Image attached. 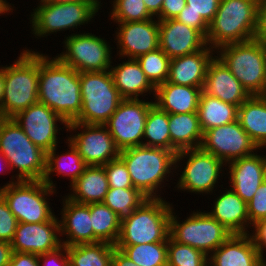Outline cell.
I'll use <instances>...</instances> for the list:
<instances>
[{"label": "cell", "instance_id": "1", "mask_svg": "<svg viewBox=\"0 0 266 266\" xmlns=\"http://www.w3.org/2000/svg\"><path fill=\"white\" fill-rule=\"evenodd\" d=\"M38 102L56 112L67 124L74 122L82 108L79 72L39 54Z\"/></svg>", "mask_w": 266, "mask_h": 266}, {"label": "cell", "instance_id": "2", "mask_svg": "<svg viewBox=\"0 0 266 266\" xmlns=\"http://www.w3.org/2000/svg\"><path fill=\"white\" fill-rule=\"evenodd\" d=\"M259 0H221L209 23L207 45L219 48L226 44L254 39Z\"/></svg>", "mask_w": 266, "mask_h": 266}, {"label": "cell", "instance_id": "3", "mask_svg": "<svg viewBox=\"0 0 266 266\" xmlns=\"http://www.w3.org/2000/svg\"><path fill=\"white\" fill-rule=\"evenodd\" d=\"M3 90L2 118H13L38 102L39 53L23 51L12 66L4 67Z\"/></svg>", "mask_w": 266, "mask_h": 266}, {"label": "cell", "instance_id": "4", "mask_svg": "<svg viewBox=\"0 0 266 266\" xmlns=\"http://www.w3.org/2000/svg\"><path fill=\"white\" fill-rule=\"evenodd\" d=\"M0 158L20 172L18 180H43L46 152L35 145L13 118L0 117Z\"/></svg>", "mask_w": 266, "mask_h": 266}, {"label": "cell", "instance_id": "5", "mask_svg": "<svg viewBox=\"0 0 266 266\" xmlns=\"http://www.w3.org/2000/svg\"><path fill=\"white\" fill-rule=\"evenodd\" d=\"M171 211L170 204L161 197L147 198L129 218L121 222L115 245L168 242Z\"/></svg>", "mask_w": 266, "mask_h": 266}, {"label": "cell", "instance_id": "6", "mask_svg": "<svg viewBox=\"0 0 266 266\" xmlns=\"http://www.w3.org/2000/svg\"><path fill=\"white\" fill-rule=\"evenodd\" d=\"M119 157L128 169L134 188L147 198H158L153 194L154 190H157L166 173H170V167L176 165L175 154L158 147L142 145L127 148L120 151Z\"/></svg>", "mask_w": 266, "mask_h": 266}, {"label": "cell", "instance_id": "7", "mask_svg": "<svg viewBox=\"0 0 266 266\" xmlns=\"http://www.w3.org/2000/svg\"><path fill=\"white\" fill-rule=\"evenodd\" d=\"M219 58L252 95H266V50L256 39L226 44Z\"/></svg>", "mask_w": 266, "mask_h": 266}, {"label": "cell", "instance_id": "8", "mask_svg": "<svg viewBox=\"0 0 266 266\" xmlns=\"http://www.w3.org/2000/svg\"><path fill=\"white\" fill-rule=\"evenodd\" d=\"M82 108L74 122L104 125L123 100L110 70L79 72Z\"/></svg>", "mask_w": 266, "mask_h": 266}, {"label": "cell", "instance_id": "9", "mask_svg": "<svg viewBox=\"0 0 266 266\" xmlns=\"http://www.w3.org/2000/svg\"><path fill=\"white\" fill-rule=\"evenodd\" d=\"M42 180L10 182L0 188V195L7 202L18 223H42L54 215L44 198L54 192Z\"/></svg>", "mask_w": 266, "mask_h": 266}, {"label": "cell", "instance_id": "10", "mask_svg": "<svg viewBox=\"0 0 266 266\" xmlns=\"http://www.w3.org/2000/svg\"><path fill=\"white\" fill-rule=\"evenodd\" d=\"M232 234L208 213H193L183 223H179L172 211L169 221V237L180 244L189 245L208 256Z\"/></svg>", "mask_w": 266, "mask_h": 266}, {"label": "cell", "instance_id": "11", "mask_svg": "<svg viewBox=\"0 0 266 266\" xmlns=\"http://www.w3.org/2000/svg\"><path fill=\"white\" fill-rule=\"evenodd\" d=\"M32 14L33 33L43 36L47 33L74 28L91 18L98 12L99 1H82L67 3L41 2Z\"/></svg>", "mask_w": 266, "mask_h": 266}, {"label": "cell", "instance_id": "12", "mask_svg": "<svg viewBox=\"0 0 266 266\" xmlns=\"http://www.w3.org/2000/svg\"><path fill=\"white\" fill-rule=\"evenodd\" d=\"M154 102L139 99H123L117 110L104 124L121 151L127 148L142 146L145 122L149 108Z\"/></svg>", "mask_w": 266, "mask_h": 266}, {"label": "cell", "instance_id": "13", "mask_svg": "<svg viewBox=\"0 0 266 266\" xmlns=\"http://www.w3.org/2000/svg\"><path fill=\"white\" fill-rule=\"evenodd\" d=\"M65 53L57 58L78 72L107 71L110 68V50L104 39L86 34L66 38Z\"/></svg>", "mask_w": 266, "mask_h": 266}, {"label": "cell", "instance_id": "14", "mask_svg": "<svg viewBox=\"0 0 266 266\" xmlns=\"http://www.w3.org/2000/svg\"><path fill=\"white\" fill-rule=\"evenodd\" d=\"M200 148L223 162L249 156L259 149L241 127L238 119L203 132Z\"/></svg>", "mask_w": 266, "mask_h": 266}, {"label": "cell", "instance_id": "15", "mask_svg": "<svg viewBox=\"0 0 266 266\" xmlns=\"http://www.w3.org/2000/svg\"><path fill=\"white\" fill-rule=\"evenodd\" d=\"M79 127L85 128L84 131L68 141L77 148L87 166H103L120 156V150L105 125L71 122L66 126L69 130Z\"/></svg>", "mask_w": 266, "mask_h": 266}, {"label": "cell", "instance_id": "16", "mask_svg": "<svg viewBox=\"0 0 266 266\" xmlns=\"http://www.w3.org/2000/svg\"><path fill=\"white\" fill-rule=\"evenodd\" d=\"M188 154L189 159L180 176L178 188L198 193L212 191L220 174L223 161L201 148H196L178 152L175 155V163Z\"/></svg>", "mask_w": 266, "mask_h": 266}, {"label": "cell", "instance_id": "17", "mask_svg": "<svg viewBox=\"0 0 266 266\" xmlns=\"http://www.w3.org/2000/svg\"><path fill=\"white\" fill-rule=\"evenodd\" d=\"M13 119L23 129L26 136L46 153L57 145V121L67 123L45 104L37 102ZM23 120V121H22Z\"/></svg>", "mask_w": 266, "mask_h": 266}, {"label": "cell", "instance_id": "18", "mask_svg": "<svg viewBox=\"0 0 266 266\" xmlns=\"http://www.w3.org/2000/svg\"><path fill=\"white\" fill-rule=\"evenodd\" d=\"M56 231L60 232V222L55 216L42 223H18L11 241L12 250L36 255L55 250L62 245Z\"/></svg>", "mask_w": 266, "mask_h": 266}, {"label": "cell", "instance_id": "19", "mask_svg": "<svg viewBox=\"0 0 266 266\" xmlns=\"http://www.w3.org/2000/svg\"><path fill=\"white\" fill-rule=\"evenodd\" d=\"M196 29L176 19L159 20V48L170 58L193 54L206 46Z\"/></svg>", "mask_w": 266, "mask_h": 266}, {"label": "cell", "instance_id": "20", "mask_svg": "<svg viewBox=\"0 0 266 266\" xmlns=\"http://www.w3.org/2000/svg\"><path fill=\"white\" fill-rule=\"evenodd\" d=\"M117 34L120 55L137 59L139 56L159 48V20L153 19L134 22H118Z\"/></svg>", "mask_w": 266, "mask_h": 266}, {"label": "cell", "instance_id": "21", "mask_svg": "<svg viewBox=\"0 0 266 266\" xmlns=\"http://www.w3.org/2000/svg\"><path fill=\"white\" fill-rule=\"evenodd\" d=\"M202 91L237 107L251 96L217 56L209 62Z\"/></svg>", "mask_w": 266, "mask_h": 266}, {"label": "cell", "instance_id": "22", "mask_svg": "<svg viewBox=\"0 0 266 266\" xmlns=\"http://www.w3.org/2000/svg\"><path fill=\"white\" fill-rule=\"evenodd\" d=\"M229 163L232 190L248 204L266 180V158L254 153Z\"/></svg>", "mask_w": 266, "mask_h": 266}, {"label": "cell", "instance_id": "23", "mask_svg": "<svg viewBox=\"0 0 266 266\" xmlns=\"http://www.w3.org/2000/svg\"><path fill=\"white\" fill-rule=\"evenodd\" d=\"M213 266H265L266 262L258 253L249 234H232L214 252Z\"/></svg>", "mask_w": 266, "mask_h": 266}, {"label": "cell", "instance_id": "24", "mask_svg": "<svg viewBox=\"0 0 266 266\" xmlns=\"http://www.w3.org/2000/svg\"><path fill=\"white\" fill-rule=\"evenodd\" d=\"M205 47L193 54L172 58L167 82L203 89L207 68L213 59L210 46Z\"/></svg>", "mask_w": 266, "mask_h": 266}, {"label": "cell", "instance_id": "25", "mask_svg": "<svg viewBox=\"0 0 266 266\" xmlns=\"http://www.w3.org/2000/svg\"><path fill=\"white\" fill-rule=\"evenodd\" d=\"M63 206V221H60L59 233H66L69 239L63 241L62 244L68 247L76 244L93 243L90 204L74 202L66 197Z\"/></svg>", "mask_w": 266, "mask_h": 266}, {"label": "cell", "instance_id": "26", "mask_svg": "<svg viewBox=\"0 0 266 266\" xmlns=\"http://www.w3.org/2000/svg\"><path fill=\"white\" fill-rule=\"evenodd\" d=\"M202 88L165 82L156 87V104L168 114L197 112Z\"/></svg>", "mask_w": 266, "mask_h": 266}, {"label": "cell", "instance_id": "27", "mask_svg": "<svg viewBox=\"0 0 266 266\" xmlns=\"http://www.w3.org/2000/svg\"><path fill=\"white\" fill-rule=\"evenodd\" d=\"M208 214L231 234H247L244 225L249 221L248 206L232 189L217 198L213 211Z\"/></svg>", "mask_w": 266, "mask_h": 266}, {"label": "cell", "instance_id": "28", "mask_svg": "<svg viewBox=\"0 0 266 266\" xmlns=\"http://www.w3.org/2000/svg\"><path fill=\"white\" fill-rule=\"evenodd\" d=\"M114 85L123 99H138L148 90L154 93L156 87L149 81L137 59H130L110 69Z\"/></svg>", "mask_w": 266, "mask_h": 266}, {"label": "cell", "instance_id": "29", "mask_svg": "<svg viewBox=\"0 0 266 266\" xmlns=\"http://www.w3.org/2000/svg\"><path fill=\"white\" fill-rule=\"evenodd\" d=\"M171 151L176 155L187 149L200 148L203 138L197 112L169 114Z\"/></svg>", "mask_w": 266, "mask_h": 266}, {"label": "cell", "instance_id": "30", "mask_svg": "<svg viewBox=\"0 0 266 266\" xmlns=\"http://www.w3.org/2000/svg\"><path fill=\"white\" fill-rule=\"evenodd\" d=\"M71 186L74 194L67 198L81 204L103 202L109 190L107 175L103 166H87Z\"/></svg>", "mask_w": 266, "mask_h": 266}, {"label": "cell", "instance_id": "31", "mask_svg": "<svg viewBox=\"0 0 266 266\" xmlns=\"http://www.w3.org/2000/svg\"><path fill=\"white\" fill-rule=\"evenodd\" d=\"M237 119L258 148L266 145V95H252L238 107Z\"/></svg>", "mask_w": 266, "mask_h": 266}, {"label": "cell", "instance_id": "32", "mask_svg": "<svg viewBox=\"0 0 266 266\" xmlns=\"http://www.w3.org/2000/svg\"><path fill=\"white\" fill-rule=\"evenodd\" d=\"M202 132L237 120L238 107L202 91L197 109Z\"/></svg>", "mask_w": 266, "mask_h": 266}, {"label": "cell", "instance_id": "33", "mask_svg": "<svg viewBox=\"0 0 266 266\" xmlns=\"http://www.w3.org/2000/svg\"><path fill=\"white\" fill-rule=\"evenodd\" d=\"M93 243L106 242L115 246L121 229L118 215L103 202L90 203Z\"/></svg>", "mask_w": 266, "mask_h": 266}, {"label": "cell", "instance_id": "34", "mask_svg": "<svg viewBox=\"0 0 266 266\" xmlns=\"http://www.w3.org/2000/svg\"><path fill=\"white\" fill-rule=\"evenodd\" d=\"M116 247L106 242L76 244L67 247L70 266H112Z\"/></svg>", "mask_w": 266, "mask_h": 266}, {"label": "cell", "instance_id": "35", "mask_svg": "<svg viewBox=\"0 0 266 266\" xmlns=\"http://www.w3.org/2000/svg\"><path fill=\"white\" fill-rule=\"evenodd\" d=\"M143 137L149 141L142 143L147 147L164 148L171 151L169 114L153 104L148 111Z\"/></svg>", "mask_w": 266, "mask_h": 266}, {"label": "cell", "instance_id": "36", "mask_svg": "<svg viewBox=\"0 0 266 266\" xmlns=\"http://www.w3.org/2000/svg\"><path fill=\"white\" fill-rule=\"evenodd\" d=\"M137 266H167L168 242L115 245Z\"/></svg>", "mask_w": 266, "mask_h": 266}, {"label": "cell", "instance_id": "37", "mask_svg": "<svg viewBox=\"0 0 266 266\" xmlns=\"http://www.w3.org/2000/svg\"><path fill=\"white\" fill-rule=\"evenodd\" d=\"M70 152L63 154L61 156H55L56 155V147H54L52 150L46 153V171L43 178V182L46 183L50 188L54 189L55 185H53L52 180L50 179L49 175L56 171L58 174L64 173L67 176H70L71 178V184L79 178V176L84 172L85 168L87 167L86 163L82 159V157L79 155V152L77 148L70 142ZM65 155V156H64ZM68 159L66 162L70 161L71 166L73 167L70 172L66 173L65 171V165H63V159ZM68 165V164H67ZM67 168V167H66ZM65 170V171H64ZM68 170V171H69Z\"/></svg>", "mask_w": 266, "mask_h": 266}, {"label": "cell", "instance_id": "38", "mask_svg": "<svg viewBox=\"0 0 266 266\" xmlns=\"http://www.w3.org/2000/svg\"><path fill=\"white\" fill-rule=\"evenodd\" d=\"M146 199L147 197L136 188H109L103 203L115 212L122 222Z\"/></svg>", "mask_w": 266, "mask_h": 266}, {"label": "cell", "instance_id": "39", "mask_svg": "<svg viewBox=\"0 0 266 266\" xmlns=\"http://www.w3.org/2000/svg\"><path fill=\"white\" fill-rule=\"evenodd\" d=\"M170 60L171 59L160 48L137 58L143 72L155 87L167 81Z\"/></svg>", "mask_w": 266, "mask_h": 266}, {"label": "cell", "instance_id": "40", "mask_svg": "<svg viewBox=\"0 0 266 266\" xmlns=\"http://www.w3.org/2000/svg\"><path fill=\"white\" fill-rule=\"evenodd\" d=\"M207 260V255L200 250L168 237L167 266H203Z\"/></svg>", "mask_w": 266, "mask_h": 266}, {"label": "cell", "instance_id": "41", "mask_svg": "<svg viewBox=\"0 0 266 266\" xmlns=\"http://www.w3.org/2000/svg\"><path fill=\"white\" fill-rule=\"evenodd\" d=\"M111 17L116 22H134L152 19L143 0H115Z\"/></svg>", "mask_w": 266, "mask_h": 266}, {"label": "cell", "instance_id": "42", "mask_svg": "<svg viewBox=\"0 0 266 266\" xmlns=\"http://www.w3.org/2000/svg\"><path fill=\"white\" fill-rule=\"evenodd\" d=\"M109 188H134L124 161L118 157L103 165Z\"/></svg>", "mask_w": 266, "mask_h": 266}, {"label": "cell", "instance_id": "43", "mask_svg": "<svg viewBox=\"0 0 266 266\" xmlns=\"http://www.w3.org/2000/svg\"><path fill=\"white\" fill-rule=\"evenodd\" d=\"M17 224V218L10 211L7 202L0 195V241L11 243Z\"/></svg>", "mask_w": 266, "mask_h": 266}, {"label": "cell", "instance_id": "44", "mask_svg": "<svg viewBox=\"0 0 266 266\" xmlns=\"http://www.w3.org/2000/svg\"><path fill=\"white\" fill-rule=\"evenodd\" d=\"M247 206L248 224H255L257 221L266 219V180L260 185Z\"/></svg>", "mask_w": 266, "mask_h": 266}, {"label": "cell", "instance_id": "45", "mask_svg": "<svg viewBox=\"0 0 266 266\" xmlns=\"http://www.w3.org/2000/svg\"><path fill=\"white\" fill-rule=\"evenodd\" d=\"M221 0H186V6L181 12H193L201 15L208 23H210L219 7Z\"/></svg>", "mask_w": 266, "mask_h": 266}, {"label": "cell", "instance_id": "46", "mask_svg": "<svg viewBox=\"0 0 266 266\" xmlns=\"http://www.w3.org/2000/svg\"><path fill=\"white\" fill-rule=\"evenodd\" d=\"M175 19L198 30L206 38L209 23L201 15L193 12H180Z\"/></svg>", "mask_w": 266, "mask_h": 266}, {"label": "cell", "instance_id": "47", "mask_svg": "<svg viewBox=\"0 0 266 266\" xmlns=\"http://www.w3.org/2000/svg\"><path fill=\"white\" fill-rule=\"evenodd\" d=\"M63 248V251L66 253L63 255L61 253V250ZM38 258L41 259L43 258V265L44 266H70L69 265V255L67 252V247L65 245H61L55 250L49 251L44 254L38 255ZM49 260V261H48ZM51 262V263H49ZM49 264V265H48Z\"/></svg>", "mask_w": 266, "mask_h": 266}, {"label": "cell", "instance_id": "48", "mask_svg": "<svg viewBox=\"0 0 266 266\" xmlns=\"http://www.w3.org/2000/svg\"><path fill=\"white\" fill-rule=\"evenodd\" d=\"M186 6V0H163L161 12L157 17L159 20L175 19Z\"/></svg>", "mask_w": 266, "mask_h": 266}, {"label": "cell", "instance_id": "49", "mask_svg": "<svg viewBox=\"0 0 266 266\" xmlns=\"http://www.w3.org/2000/svg\"><path fill=\"white\" fill-rule=\"evenodd\" d=\"M254 39L266 45V0H259L257 27Z\"/></svg>", "mask_w": 266, "mask_h": 266}, {"label": "cell", "instance_id": "50", "mask_svg": "<svg viewBox=\"0 0 266 266\" xmlns=\"http://www.w3.org/2000/svg\"><path fill=\"white\" fill-rule=\"evenodd\" d=\"M39 260L36 254L13 251L9 266H40Z\"/></svg>", "mask_w": 266, "mask_h": 266}, {"label": "cell", "instance_id": "51", "mask_svg": "<svg viewBox=\"0 0 266 266\" xmlns=\"http://www.w3.org/2000/svg\"><path fill=\"white\" fill-rule=\"evenodd\" d=\"M255 233L251 236L258 253L263 257V248L266 247V219L253 224Z\"/></svg>", "mask_w": 266, "mask_h": 266}, {"label": "cell", "instance_id": "52", "mask_svg": "<svg viewBox=\"0 0 266 266\" xmlns=\"http://www.w3.org/2000/svg\"><path fill=\"white\" fill-rule=\"evenodd\" d=\"M112 266H137L121 250L115 248L112 256Z\"/></svg>", "mask_w": 266, "mask_h": 266}, {"label": "cell", "instance_id": "53", "mask_svg": "<svg viewBox=\"0 0 266 266\" xmlns=\"http://www.w3.org/2000/svg\"><path fill=\"white\" fill-rule=\"evenodd\" d=\"M12 253L11 243L0 241V266H9Z\"/></svg>", "mask_w": 266, "mask_h": 266}, {"label": "cell", "instance_id": "54", "mask_svg": "<svg viewBox=\"0 0 266 266\" xmlns=\"http://www.w3.org/2000/svg\"><path fill=\"white\" fill-rule=\"evenodd\" d=\"M147 10L152 14V15H159L161 12V8L163 5V0H143Z\"/></svg>", "mask_w": 266, "mask_h": 266}, {"label": "cell", "instance_id": "55", "mask_svg": "<svg viewBox=\"0 0 266 266\" xmlns=\"http://www.w3.org/2000/svg\"><path fill=\"white\" fill-rule=\"evenodd\" d=\"M4 67L0 69V109L4 95Z\"/></svg>", "mask_w": 266, "mask_h": 266}, {"label": "cell", "instance_id": "56", "mask_svg": "<svg viewBox=\"0 0 266 266\" xmlns=\"http://www.w3.org/2000/svg\"><path fill=\"white\" fill-rule=\"evenodd\" d=\"M82 1H98V0H41V2H49V3H67V2H82Z\"/></svg>", "mask_w": 266, "mask_h": 266}, {"label": "cell", "instance_id": "57", "mask_svg": "<svg viewBox=\"0 0 266 266\" xmlns=\"http://www.w3.org/2000/svg\"><path fill=\"white\" fill-rule=\"evenodd\" d=\"M5 1L6 0H0V14L8 12V10L11 11V7Z\"/></svg>", "mask_w": 266, "mask_h": 266}]
</instances>
